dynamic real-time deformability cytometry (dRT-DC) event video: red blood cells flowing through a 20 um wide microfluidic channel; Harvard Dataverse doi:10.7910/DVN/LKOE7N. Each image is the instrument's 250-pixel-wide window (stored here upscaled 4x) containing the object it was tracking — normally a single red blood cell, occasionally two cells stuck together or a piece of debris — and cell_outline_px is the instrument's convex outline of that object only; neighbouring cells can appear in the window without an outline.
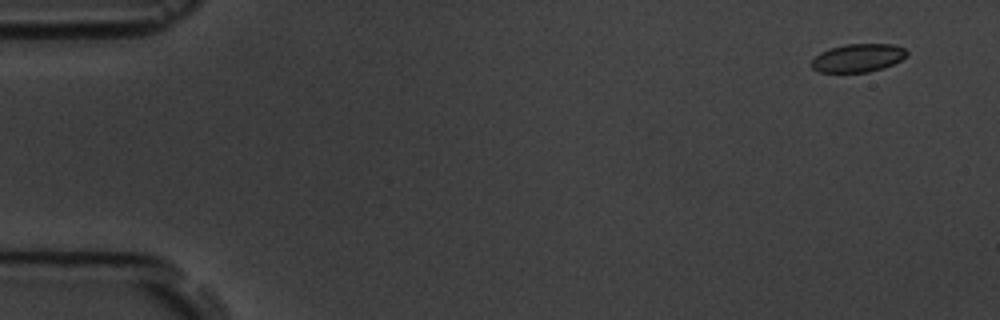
{"species": "common noctule bat (a hibernating species)", "species_latin": "Nyctalus noctula", "temperature_condition": "room temperature", "stored_images_in_passage": 5, "camera_frame_rate_fps": 3000, "um_per_image_px": 0.085, "animal": {"sex": "male", "body_mass_g": 19.5, "forearm_length_mm": 54.6}, "frame": {"image": 1, "passage_image": 2, "time_ms": 1.0, "image_size_px": [1000, 320], "cell_outline_px": [[908, 56], [884, 68], [868, 72], [820, 72], [812, 68], [812, 60], [820, 52], [828, 48], [844, 44], [892, 44], [904, 48], [908, 52]], "centroid_in_image_um": [72.93, 4.91], "position_along_channel_um": 12.1, "area_um2": 15.72}}
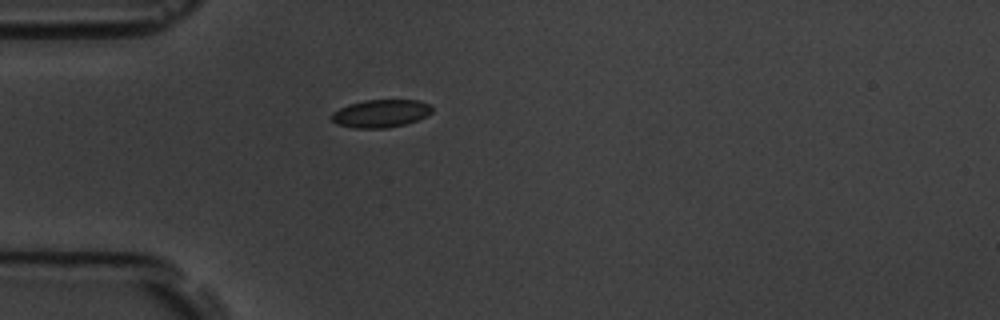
{"frame": {"image": 2, "passage_image": 5, "time_ms": 5.333, "image_size_px": [1000, 320], "cell_outline_px": [[432, 112], [416, 120], [404, 124], [388, 128], [352, 128], [336, 124], [332, 120], [332, 112], [348, 104], [364, 100], [420, 100], [428, 104], [432, 108]], "centroid_in_image_um": [32.33, 9.64], "position_along_channel_um": 52.7, "area_um2": 16.24}}